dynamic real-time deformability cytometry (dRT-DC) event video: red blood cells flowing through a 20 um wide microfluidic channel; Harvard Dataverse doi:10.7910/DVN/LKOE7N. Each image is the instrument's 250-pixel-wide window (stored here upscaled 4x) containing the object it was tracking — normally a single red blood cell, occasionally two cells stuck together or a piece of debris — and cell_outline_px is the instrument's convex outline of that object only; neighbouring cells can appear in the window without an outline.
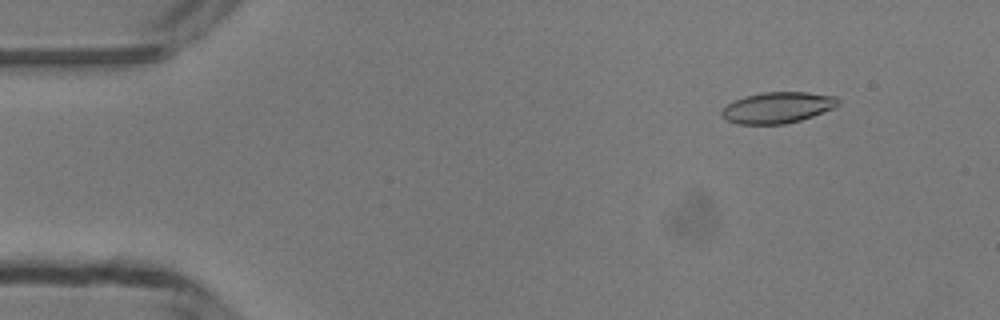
{"species": "common noctule bat (a hibernating species)", "species_latin": "Nyctalus noctula", "temperature_condition": "room temperature", "stored_images_in_passage": 49, "camera_frame_rate_fps": 3000, "um_per_image_px": 0.085, "animal": {"sex": "male", "body_mass_g": 13.3}, "frame": {"image": 1, "passage_image": 6, "time_ms": 1.667, "image_size_px": [1000, 320], "cell_outline_px": [[840, 104], [832, 108], [812, 116], [800, 120], [784, 124], [736, 124], [728, 120], [720, 112], [728, 104], [736, 100], [748, 96], [764, 92], [808, 92], [836, 96], [840, 100]], "centroid_in_image_um": [66.13, 9.14], "position_along_channel_um": 18.9, "area_um2": 20.81}}
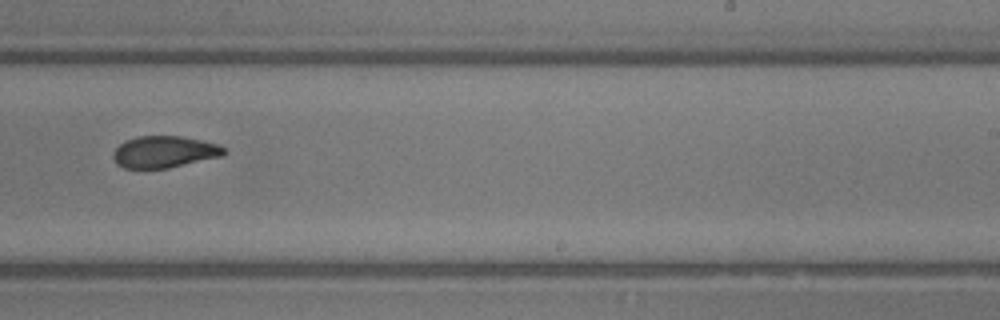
{"frame": {"image": 2, "passage_image": 31, "time_ms": 10.0, "image_size_px": [1000, 320], "cell_outline_px": [[228, 152], [224, 156], [168, 168], [124, 168], [116, 164], [112, 156], [112, 152], [124, 140], [140, 136], [180, 136], [220, 144], [228, 148]], "centroid_in_image_um": [14.01, 12.91], "position_along_channel_um": 275.0, "area_um2": 20.81}}
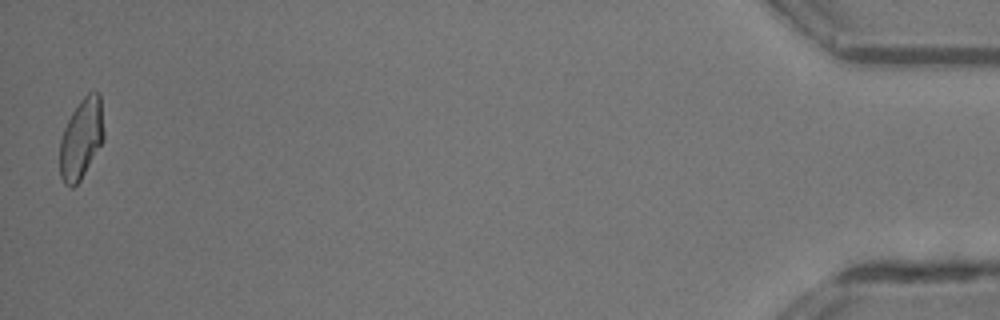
{"frame": {"image": 3, "passage_image": 49, "time_ms": 16.0, "image_size_px": [1000, 320], "cell_outline_px": [[104, 140], [80, 180], [72, 188], [64, 184], [60, 176], [60, 140], [64, 128], [72, 112], [80, 100], [88, 92], [100, 92], [104, 132]], "centroid_in_image_um": [6.91, 11.78], "position_along_channel_um": 428.3, "area_um2": 20.63}, "authors_computed_cell_mechanics": {"area_um2": 21.1548, "velocity_mm_per_s": 4.1932, "shape_relaxation_time_tau1_ms": 7.1513, "shape_relaxation_time_tau2_ms": 2.4414, "deformation_change_tau1": 0.1856, "deformation_change_tau2": 0.0859}}